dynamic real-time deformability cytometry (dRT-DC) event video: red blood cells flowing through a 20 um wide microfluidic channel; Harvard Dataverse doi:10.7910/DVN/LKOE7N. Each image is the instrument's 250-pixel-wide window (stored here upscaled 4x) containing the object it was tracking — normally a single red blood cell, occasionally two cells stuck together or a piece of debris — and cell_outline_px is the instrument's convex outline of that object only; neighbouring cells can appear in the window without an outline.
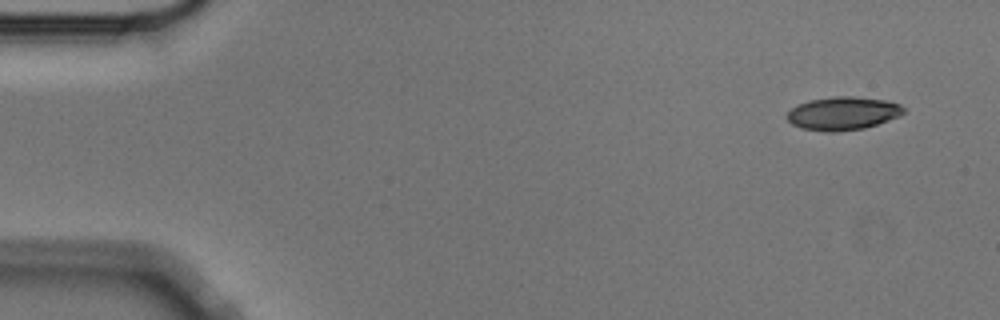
{"species": "Egyptian fruit bat (a non-hibernating species)", "species_latin": "Rousettus aegyptiacus", "temperature_condition": "cold", "stored_images_in_passage": 6, "segment_of_instrument_passage": [2, 2], "camera_frame_rate_fps": 3000, "um_per_image_px": 0.085, "animal": {"sex": "male"}, "frame": {"image": 1, "passage_image": 6, "time_ms": 1.667, "image_size_px": [1000, 320], "cell_outline_px": [[904, 112], [900, 116], [864, 128], [836, 132], [824, 132], [800, 128], [792, 124], [784, 116], [796, 104], [808, 100], [836, 96], [852, 96], [884, 100], [900, 104], [904, 108]], "centroid_in_image_um": [71.59, 9.64], "position_along_channel_um": 13.4, "area_um2": 22.72}}